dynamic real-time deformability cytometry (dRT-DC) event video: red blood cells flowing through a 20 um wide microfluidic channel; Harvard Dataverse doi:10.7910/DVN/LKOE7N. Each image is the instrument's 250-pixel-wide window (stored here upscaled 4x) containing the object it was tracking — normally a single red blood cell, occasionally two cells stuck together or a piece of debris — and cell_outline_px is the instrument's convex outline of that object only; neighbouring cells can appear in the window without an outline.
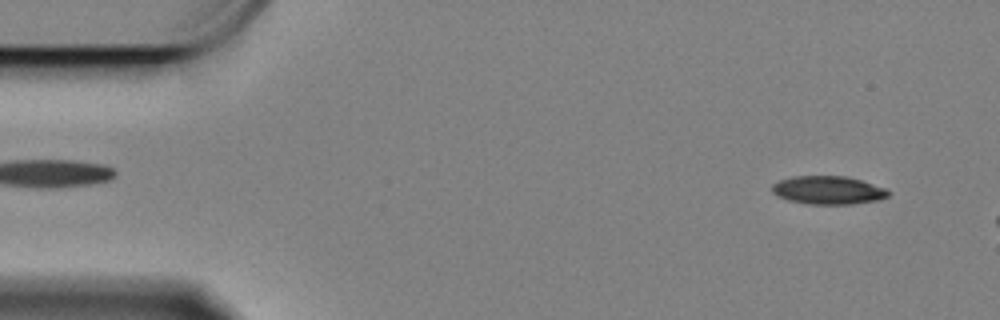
{"species": "Egyptian fruit bat (a non-hibernating species)", "species_latin": "Rousettus aegyptiacus", "temperature_condition": "cold", "stored_images_in_passage": 52, "camera_frame_rate_fps": 3000, "um_per_image_px": 0.085, "animal": {"sex": "female"}, "frame": {"image": 1, "passage_image": 1, "time_ms": 0.0, "image_size_px": [1000, 320], "cell_outline_px": [[888, 196], [876, 200], [852, 204], [808, 204], [788, 200], [772, 192], [772, 184], [780, 180], [792, 176], [844, 176], [860, 180], [884, 188], [888, 192]], "centroid_in_image_um": [70.34, 16.16], "position_along_channel_um": 14.7, "area_um2": 18.84}}
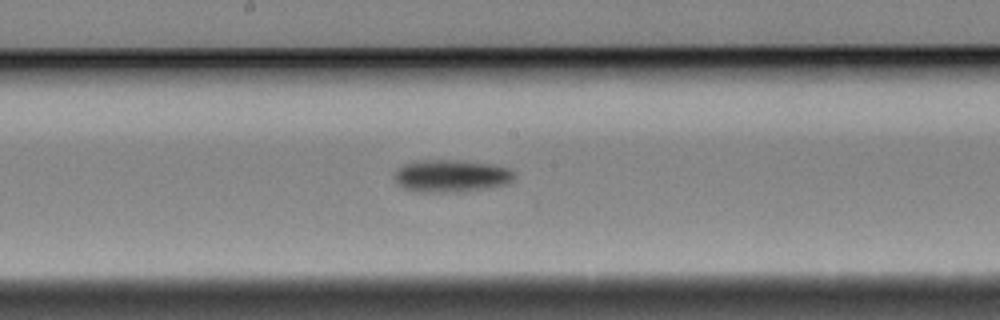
{"frame": {"image": 2, "passage_image": 27, "time_ms": 8.667, "image_size_px": [1000, 320], "cell_outline_px": [[516, 176], [508, 184], [488, 188], [464, 192], [416, 192], [404, 188], [396, 184], [392, 176], [396, 168], [404, 164], [416, 160], [460, 160], [492, 164], [508, 168]], "centroid_in_image_um": [38.3, 14.96], "position_along_channel_um": 209.9, "area_um2": 23.18}}
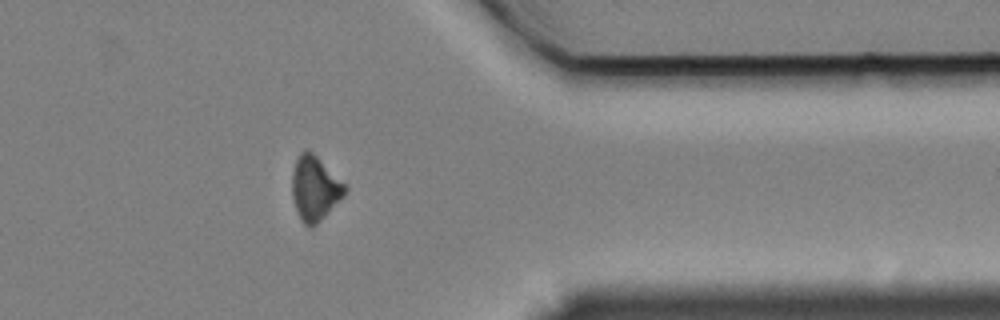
{"frame": {"image": 3, "passage_image": 44, "time_ms": 14.333, "image_size_px": [1000, 320], "cell_outline_px": [[348, 188], [344, 196], [312, 228], [308, 228], [300, 220], [292, 196], [292, 172], [296, 160], [300, 152], [312, 152], [348, 184]], "centroid_in_image_um": [26.79, 16.02], "position_along_channel_um": 384.6, "area_um2": 19.94}, "authors_computed_cell_mechanics": {"area_um2": 20.6924, "velocity_mm_per_s": 3.3482, "shape_relaxation_time_tau1_ms": 5.6158, "shape_relaxation_time_tau2_ms": null, "deformation_change_tau1": 0.1264, "deformation_change_tau2": null}}